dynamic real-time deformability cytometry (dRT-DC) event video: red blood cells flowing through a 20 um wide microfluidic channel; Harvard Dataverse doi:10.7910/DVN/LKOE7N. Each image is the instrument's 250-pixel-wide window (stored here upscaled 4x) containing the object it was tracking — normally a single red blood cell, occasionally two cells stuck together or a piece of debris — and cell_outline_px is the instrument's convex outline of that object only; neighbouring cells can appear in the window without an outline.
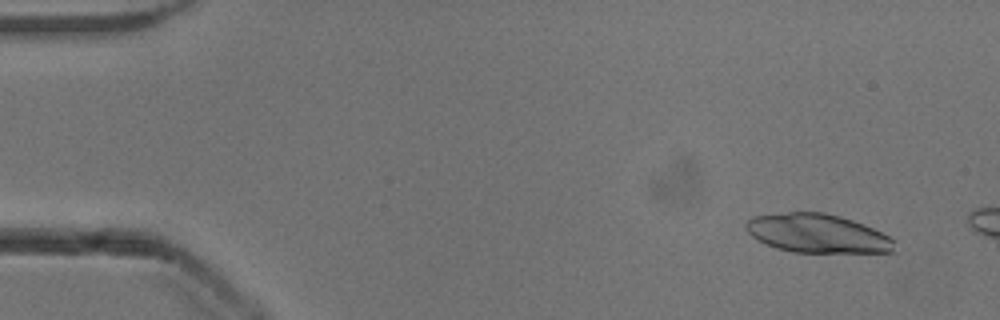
{"species": "common noctule bat (a hibernating species)", "species_latin": "Nyctalus noctula", "temperature_condition": "cold", "stored_images_in_passage": 9, "camera_frame_rate_fps": 3000, "um_per_image_px": 0.085, "animal": {"sex": "male", "body_mass_g": 13.3}, "frame": {"image": 1, "passage_image": 4, "time_ms": 1.0, "image_size_px": [1000, 320], "cell_outline_px": [[900, 252], [792, 252], [776, 248], [764, 244], [756, 240], [748, 232], [744, 224], [752, 216], [788, 212], [824, 212], [840, 216], [864, 224], [896, 240]], "centroid_in_image_um": [69.51, 19.85], "position_along_channel_um": 15.5, "area_um2": 33.93}}